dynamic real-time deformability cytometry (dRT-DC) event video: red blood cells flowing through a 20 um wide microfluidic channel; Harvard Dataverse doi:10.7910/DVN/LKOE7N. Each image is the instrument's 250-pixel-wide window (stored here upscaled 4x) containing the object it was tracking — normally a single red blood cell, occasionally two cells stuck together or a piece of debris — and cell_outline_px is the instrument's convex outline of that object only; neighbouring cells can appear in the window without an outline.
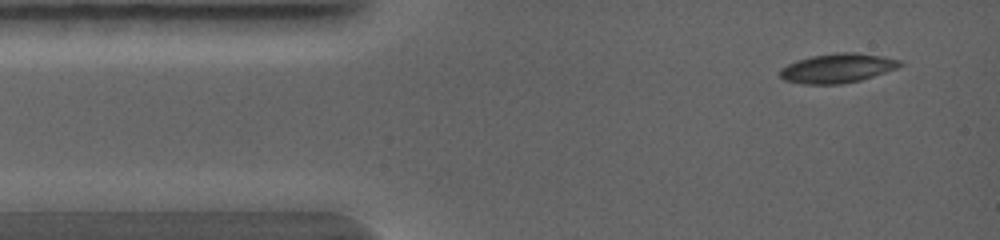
{"species": "common noctule bat (a hibernating species)", "species_latin": "Nyctalus noctula", "temperature_condition": "warm", "stored_images_in_passage": 8, "camera_frame_rate_fps": 5000, "um_per_image_px": 0.085, "animal": {"sex": "female", "body_mass_g": 19.0, "forearm_length_mm": 56.7}, "frame": {"image": 1, "passage_image": 1, "time_ms": 0.0, "image_size_px": [1000, 240], "cell_outline_px": [[904, 64], [896, 68], [860, 80], [840, 84], [804, 84], [784, 80], [780, 76], [780, 68], [796, 60], [812, 56], [836, 52], [856, 52], [880, 56], [900, 60]], "centroid_in_image_um": [71.15, 5.79], "position_along_channel_um": 13.9, "area_um2": 20.35}}
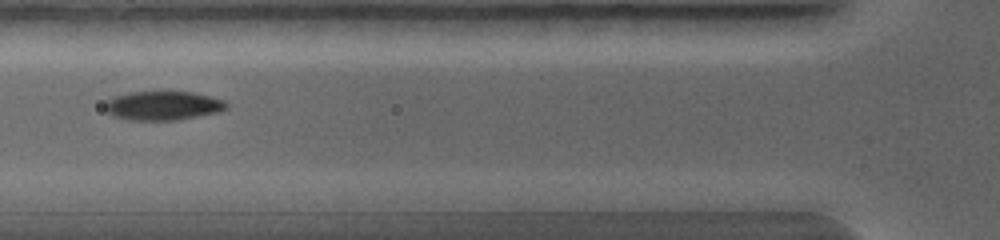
{"frame": {"image": 2, "passage_image": 5, "time_ms": 2.4, "image_size_px": [1000, 240], "cell_outline_px": [[228, 108], [220, 112], [180, 120], [128, 120], [112, 116], [104, 108], [104, 104], [108, 100], [116, 96], [132, 92], [192, 92], [224, 100], [228, 104]], "centroid_in_image_um": [13.88, 9.0], "position_along_channel_um": 111.9, "area_um2": 20.58}}
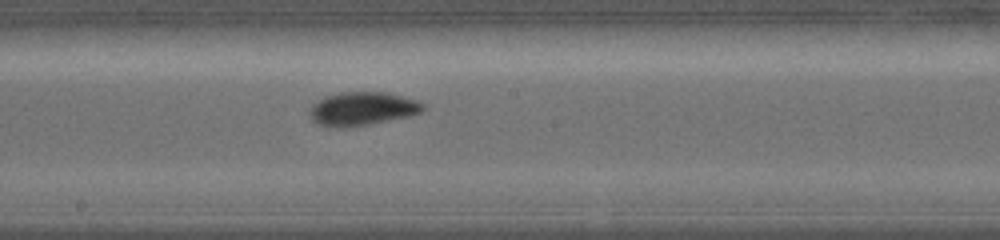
{"frame": {"image": 3, "passage_image": 8, "time_ms": 4.0, "image_size_px": [1000, 240], "cell_outline_px": [[424, 108], [420, 112], [408, 116], [368, 124], [344, 128], [336, 128], [320, 124], [312, 120], [308, 112], [312, 104], [328, 96], [340, 92], [388, 92], [416, 100], [424, 104]], "centroid_in_image_um": [30.77, 9.24], "position_along_channel_um": 217.4, "area_um2": 21.91}}